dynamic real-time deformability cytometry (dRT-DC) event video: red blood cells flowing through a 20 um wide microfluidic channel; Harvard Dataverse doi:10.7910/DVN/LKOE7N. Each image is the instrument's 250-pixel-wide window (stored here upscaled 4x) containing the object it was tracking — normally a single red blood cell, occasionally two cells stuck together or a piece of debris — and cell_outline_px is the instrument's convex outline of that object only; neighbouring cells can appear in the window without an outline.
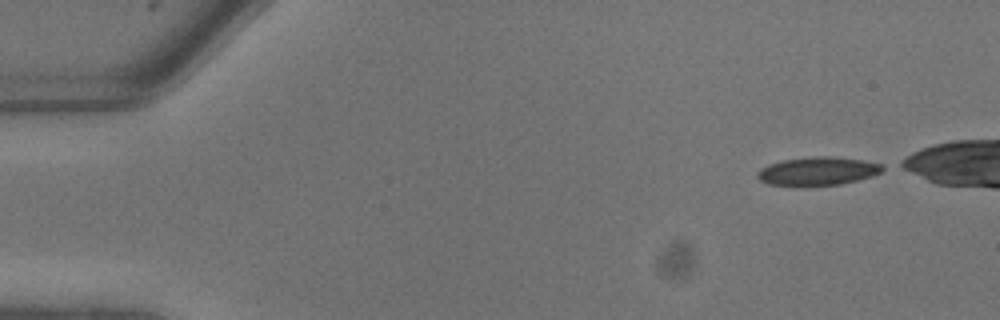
{"species": "common noctule bat (a hibernating species)", "species_latin": "Nyctalus noctula", "temperature_condition": "warm", "stored_images_in_passage": 7, "camera_frame_rate_fps": 3000, "um_per_image_px": 0.085, "animal": {"sex": "male", "body_mass_g": 13.3}, "frame": {"image": 1, "passage_image": 1, "time_ms": 0.0, "image_size_px": [1000, 320], "cell_outline_px": [[888, 168], [872, 176], [840, 184], [768, 184], [760, 180], [756, 176], [756, 172], [760, 168], [768, 164], [784, 160], [820, 156], [828, 156], [864, 160], [880, 164]], "centroid_in_image_um": [69.53, 14.52], "position_along_channel_um": 15.5, "area_um2": 20.11}}